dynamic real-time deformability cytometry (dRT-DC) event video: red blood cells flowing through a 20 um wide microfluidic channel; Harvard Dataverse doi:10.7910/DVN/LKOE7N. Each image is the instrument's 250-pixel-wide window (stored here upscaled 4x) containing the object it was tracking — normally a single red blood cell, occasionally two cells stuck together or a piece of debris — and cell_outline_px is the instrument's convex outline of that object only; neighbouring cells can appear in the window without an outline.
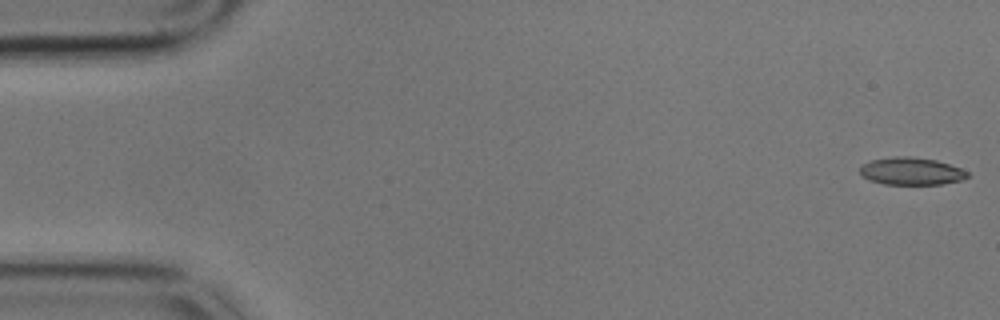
{"species": "common noctule bat (a hibernating species)", "species_latin": "Nyctalus noctula", "temperature_condition": "cold", "stored_images_in_passage": 58, "camera_frame_rate_fps": 3000, "um_per_image_px": 0.085, "animal": {"sex": "male", "body_mass_g": 17.9}, "frame": {"image": 1, "passage_image": 1, "time_ms": 0.0, "image_size_px": [1000, 320], "cell_outline_px": [[968, 176], [960, 180], [940, 184], [884, 184], [868, 180], [860, 176], [860, 168], [864, 164], [872, 160], [892, 156], [908, 156], [936, 160], [960, 168], [968, 172]], "centroid_in_image_um": [77.41, 14.55], "position_along_channel_um": 7.6, "area_um2": 17.11}}
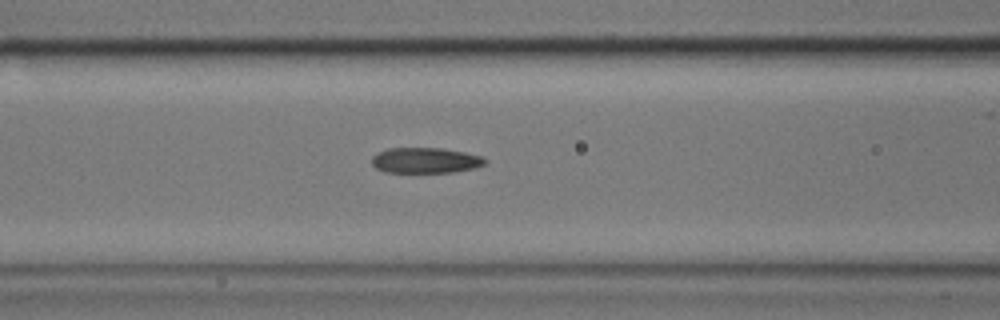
{"frame": {"image": 2, "passage_image": 23, "time_ms": 7.333, "image_size_px": [1000, 320], "cell_outline_px": [[488, 160], [484, 164], [476, 168], [452, 172], [384, 172], [376, 168], [372, 164], [372, 156], [376, 152], [388, 148], [444, 148], [464, 152], [480, 156]], "centroid_in_image_um": [36.14, 13.63], "position_along_channel_um": 130.5, "area_um2": 16.94}}
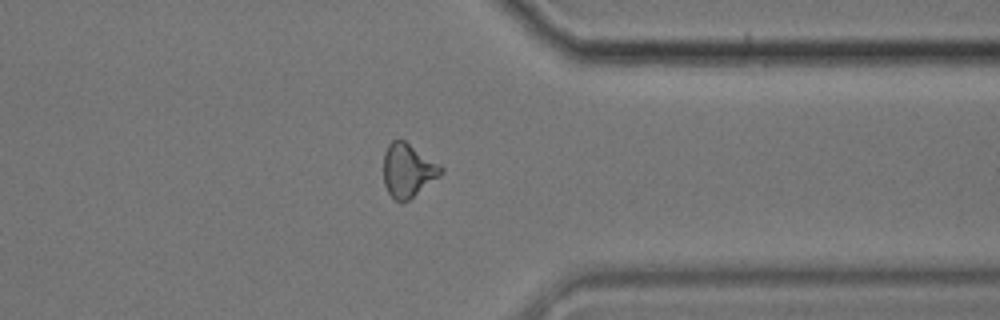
{"frame": {"image": 3, "passage_image": 45, "time_ms": 14.667, "image_size_px": [1000, 320], "cell_outline_px": [[444, 172], [440, 176], [408, 200], [400, 204], [388, 192], [384, 184], [384, 152], [388, 144], [392, 140], [404, 140], [444, 168]], "centroid_in_image_um": [34.66, 14.49], "position_along_channel_um": 376.7, "area_um2": 17.74}, "authors_computed_cell_mechanics": {"area_um2": 17.629, "velocity_mm_per_s": 3.4445, "shape_relaxation_time_tau1_ms": 6.4584, "shape_relaxation_time_tau2_ms": 3.489, "deformation_change_tau1": 0.1611, "deformation_change_tau2": 0.1176}}